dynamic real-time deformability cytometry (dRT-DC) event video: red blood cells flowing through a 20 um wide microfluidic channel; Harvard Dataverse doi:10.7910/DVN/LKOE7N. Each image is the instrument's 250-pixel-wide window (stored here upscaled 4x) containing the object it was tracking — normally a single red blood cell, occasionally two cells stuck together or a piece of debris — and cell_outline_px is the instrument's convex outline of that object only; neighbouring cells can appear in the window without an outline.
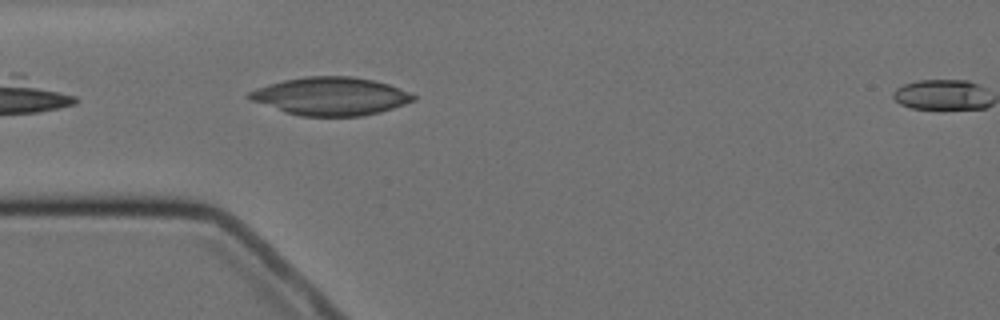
{"species": "Egyptian fruit bat (a non-hibernating species)", "species_latin": "Rousettus aegyptiacus", "temperature_condition": "cold", "stored_images_in_passage": 6, "segment_of_instrument_passage": [1, 2], "camera_frame_rate_fps": 3000, "um_per_image_px": 0.085, "animal": {"sex": "female"}, "frame": {"image": 1, "passage_image": 5, "time_ms": 4.667, "image_size_px": [1000, 320], "cell_outline_px": [[416, 100], [380, 112], [364, 116], [300, 116], [284, 112], [248, 100], [244, 96], [248, 92], [256, 88], [268, 84], [284, 80], [304, 76], [352, 76], [372, 80], [388, 84], [408, 92], [416, 96]], "centroid_in_image_um": [28.04, 8.18], "position_along_channel_um": 57.0, "area_um2": 36.59}}